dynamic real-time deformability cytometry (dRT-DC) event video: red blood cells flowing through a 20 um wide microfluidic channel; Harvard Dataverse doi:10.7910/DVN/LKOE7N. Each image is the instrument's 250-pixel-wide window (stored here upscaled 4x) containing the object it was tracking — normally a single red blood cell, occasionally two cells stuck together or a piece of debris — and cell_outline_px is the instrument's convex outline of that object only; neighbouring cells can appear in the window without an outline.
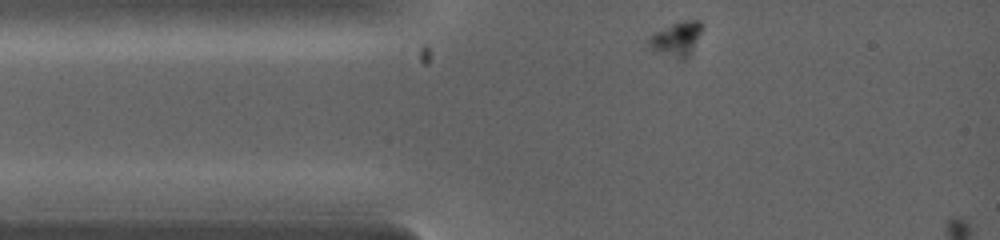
{"species": "common noctule bat (a hibernating species)", "species_latin": "Nyctalus noctula", "temperature_condition": "warm", "stored_images_in_passage": 3, "camera_frame_rate_fps": 5000, "um_per_image_px": 0.085, "animal": {"sex": "female", "body_mass_g": 19.0, "forearm_length_mm": 53.3}, "frame": {"image": 1, "passage_image": 1, "time_ms": 0.0, "image_size_px": [1000, 240], "cell_outline_px": [[700, 32], [692, 52], [684, 60], [680, 60], [652, 52], [648, 48], [648, 40], [656, 32], [672, 24], [684, 20], [700, 20]], "centroid_in_image_um": [57.46, 3.37], "position_along_channel_um": 27.5, "area_um2": 10.64}}